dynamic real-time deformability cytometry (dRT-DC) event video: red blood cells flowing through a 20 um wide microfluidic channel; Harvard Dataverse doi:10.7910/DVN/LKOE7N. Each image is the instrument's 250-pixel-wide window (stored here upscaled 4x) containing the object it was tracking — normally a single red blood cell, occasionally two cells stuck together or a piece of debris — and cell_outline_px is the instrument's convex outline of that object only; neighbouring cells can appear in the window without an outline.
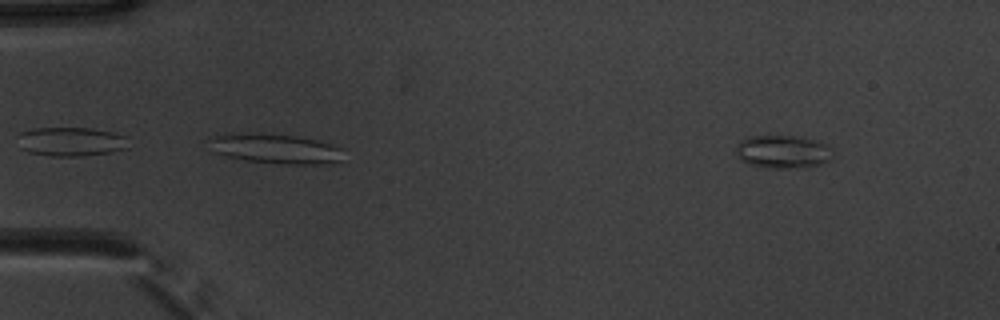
{"species": "common noctule bat (a hibernating species)", "species_latin": "Nyctalus noctula", "temperature_condition": "warm", "stored_images_in_passage": 2, "camera_frame_rate_fps": 3000, "um_per_image_px": 0.085, "animal": {"sex": "male", "body_mass_g": 20.1, "forearm_length_mm": 53.5}, "frame": {"image": 1, "passage_image": 2, "time_ms": 0.333, "image_size_px": [1000, 320], "cell_outline_px": [[832, 156], [828, 160], [820, 164], [804, 168], [768, 168], [752, 164], [740, 160], [736, 156], [736, 144], [740, 140], [748, 136], [796, 136], [820, 140], [832, 148]], "centroid_in_image_um": [66.54, 12.89], "position_along_channel_um": 18.5, "area_um2": 18.96}}